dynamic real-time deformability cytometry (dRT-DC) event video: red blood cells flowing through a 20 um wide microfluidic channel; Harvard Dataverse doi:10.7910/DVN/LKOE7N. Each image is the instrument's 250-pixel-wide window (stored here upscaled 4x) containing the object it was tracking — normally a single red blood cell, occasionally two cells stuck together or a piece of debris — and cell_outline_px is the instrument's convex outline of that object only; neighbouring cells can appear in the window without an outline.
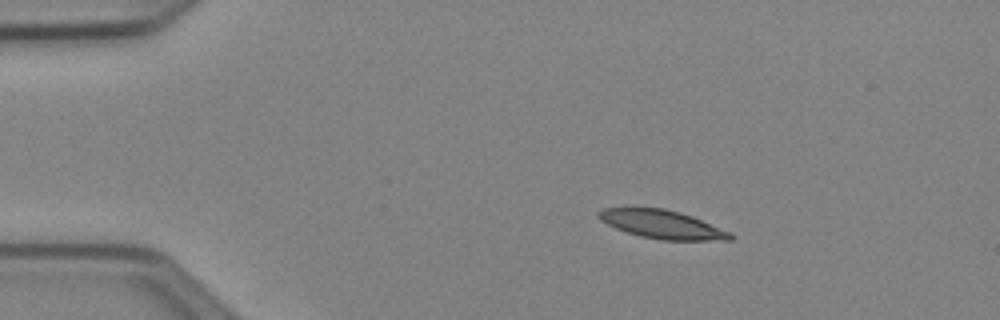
{"species": "Egyptian fruit bat (a non-hibernating species)", "species_latin": "Rousettus aegyptiacus", "temperature_condition": "cold", "stored_images_in_passage": 44, "camera_frame_rate_fps": 3000, "um_per_image_px": 0.085, "animal": {"sex": "female"}, "frame": {"image": 1, "passage_image": 1, "time_ms": 0.0, "image_size_px": [1000, 320], "cell_outline_px": [[736, 236], [732, 240], [660, 240], [640, 236], [616, 228], [600, 220], [596, 216], [596, 212], [600, 208], [624, 204], [664, 208], [680, 212], [692, 216], [732, 232]], "centroid_in_image_um": [56.19, 19.01], "position_along_channel_um": 28.8, "area_um2": 22.89}}
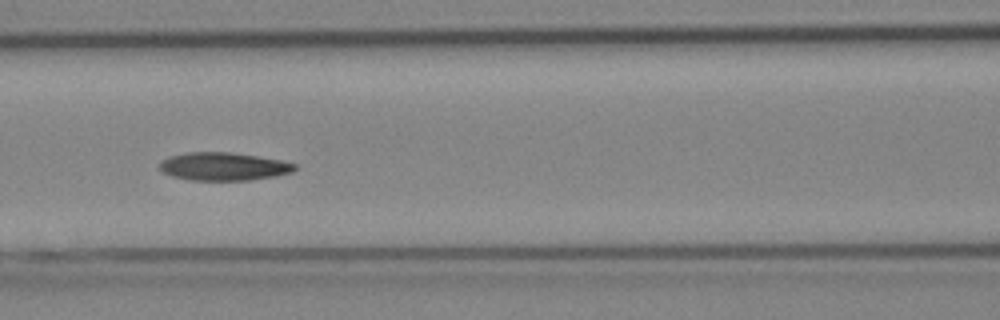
{"frame": {"image": 2, "passage_image": 15, "time_ms": 4.667, "image_size_px": [1000, 320], "cell_outline_px": [[296, 168], [292, 172], [276, 176], [248, 180], [188, 180], [172, 176], [164, 172], [160, 168], [160, 160], [168, 156], [188, 152], [228, 152], [256, 156], [280, 160], [296, 164]], "centroid_in_image_um": [18.97, 14.15], "position_along_channel_um": 147.6, "area_um2": 22.02}}
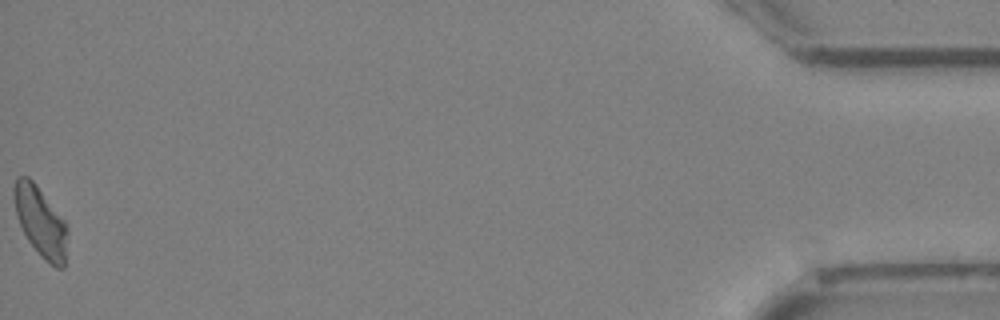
{"frame": {"image": 3, "passage_image": 44, "time_ms": 14.333, "image_size_px": [1000, 320], "cell_outline_px": [[68, 232], [64, 268], [56, 268], [44, 260], [40, 256], [28, 240], [16, 216], [12, 192], [12, 188], [16, 176], [28, 176], [36, 184], [64, 220], [68, 228]], "centroid_in_image_um": [3.43, 18.84], "position_along_channel_um": 431.8, "area_um2": 21.96}}